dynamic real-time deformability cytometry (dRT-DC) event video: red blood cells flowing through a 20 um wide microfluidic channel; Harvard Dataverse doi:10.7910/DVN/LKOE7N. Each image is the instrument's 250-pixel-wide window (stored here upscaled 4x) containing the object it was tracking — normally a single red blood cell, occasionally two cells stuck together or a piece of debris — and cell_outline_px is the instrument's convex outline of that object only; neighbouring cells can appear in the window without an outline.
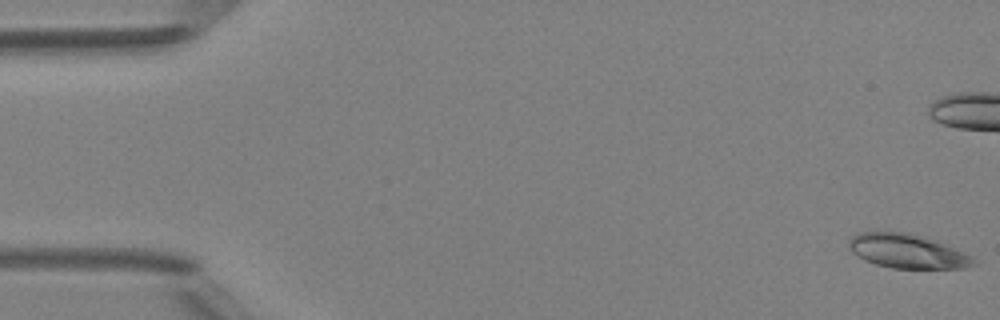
{"species": "Egyptian fruit bat (a non-hibernating species)", "species_latin": "Rousettus aegyptiacus", "temperature_condition": "room temperature", "stored_images_in_passage": 7, "camera_frame_rate_fps": 3000, "um_per_image_px": 0.085, "animal": {"sex": "female"}, "frame": {"image": 1, "passage_image": 1, "time_ms": 0.0, "image_size_px": [1000, 320], "cell_outline_px": [[976, 264], [964, 268], [892, 268], [876, 264], [864, 260], [852, 252], [848, 244], [848, 240], [856, 232], [908, 232], [936, 240], [972, 256], [976, 260]], "centroid_in_image_um": [77.11, 21.34], "position_along_channel_um": 7.9, "area_um2": 24.8}}